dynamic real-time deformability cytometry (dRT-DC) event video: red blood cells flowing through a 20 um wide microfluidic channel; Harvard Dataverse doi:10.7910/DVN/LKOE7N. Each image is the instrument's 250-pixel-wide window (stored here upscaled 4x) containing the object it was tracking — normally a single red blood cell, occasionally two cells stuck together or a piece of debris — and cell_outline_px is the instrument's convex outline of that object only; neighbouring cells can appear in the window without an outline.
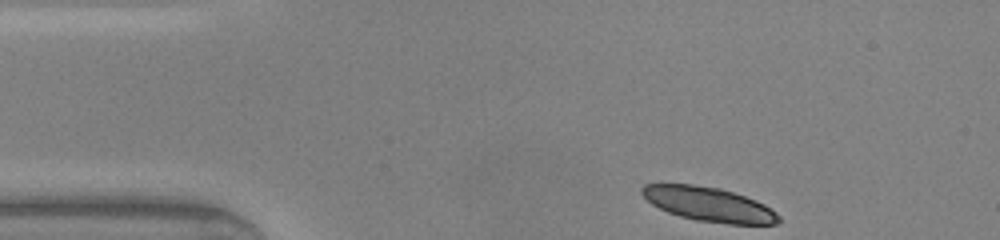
{"species": "common noctule bat (a hibernating species)", "species_latin": "Nyctalus noctula", "temperature_condition": "warm", "stored_images_in_passage": 41, "camera_frame_rate_fps": 3000, "um_per_image_px": 0.085, "animal": {"sex": "male", "body_mass_g": 20.0, "forearm_length_mm": 53.3}, "frame": {"image": 1, "passage_image": 1, "time_ms": 0.0, "image_size_px": [1000, 240], "cell_outline_px": [[780, 224], [728, 224], [696, 220], [680, 216], [668, 212], [652, 204], [640, 192], [640, 188], [644, 184], [692, 184], [720, 188], [756, 200], [764, 204], [776, 212], [780, 216]], "centroid_in_image_um": [60.27, 17.36], "position_along_channel_um": 24.7, "area_um2": 27.28}}